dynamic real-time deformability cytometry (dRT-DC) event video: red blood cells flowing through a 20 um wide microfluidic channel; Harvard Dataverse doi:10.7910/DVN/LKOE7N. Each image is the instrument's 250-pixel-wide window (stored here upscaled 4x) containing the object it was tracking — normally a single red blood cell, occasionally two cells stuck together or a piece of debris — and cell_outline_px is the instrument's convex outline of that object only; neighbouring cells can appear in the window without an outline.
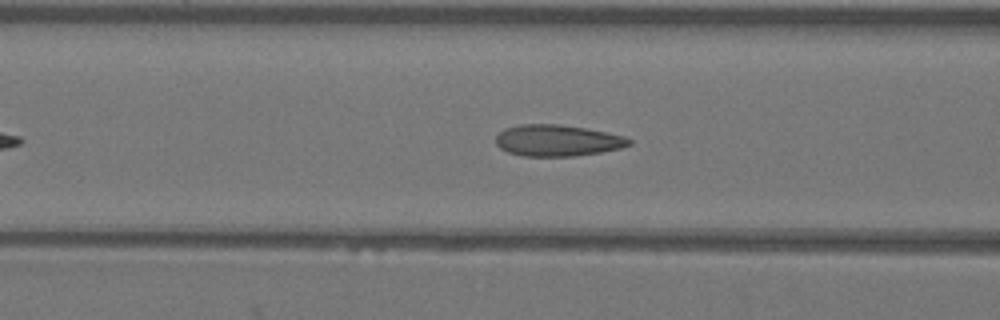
{"species": "Egyptian fruit bat (a non-hibernating species)", "species_latin": "Rousettus aegyptiacus", "temperature_condition": "warm", "stored_images_in_passage": 40, "camera_frame_rate_fps": 3000, "um_per_image_px": 0.085, "animal": {"sex": "female"}, "frame": {"image": 1, "passage_image": 12, "time_ms": 3.667, "image_size_px": [1000, 320], "cell_outline_px": [[632, 144], [620, 148], [600, 152], [576, 156], [524, 156], [508, 152], [500, 148], [496, 144], [496, 136], [504, 128], [520, 124], [560, 124], [584, 128], [624, 136], [632, 140]], "centroid_in_image_um": [47.36, 11.94], "position_along_channel_um": 119.2, "area_um2": 24.33}}
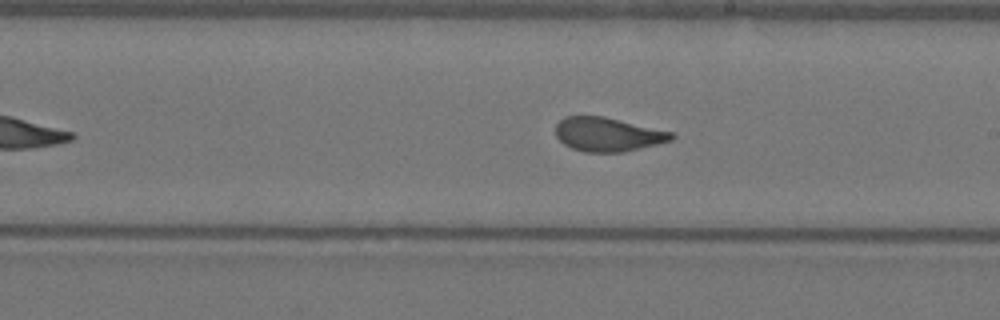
{"frame": {"image": 2, "passage_image": 21, "time_ms": 6.667, "image_size_px": [1000, 320], "cell_outline_px": [[676, 136], [672, 140], [624, 152], [584, 152], [572, 148], [564, 144], [556, 136], [556, 124], [564, 116], [604, 116], [672, 132]], "centroid_in_image_um": [51.65, 11.42], "position_along_channel_um": 237.4, "area_um2": 22.83}}
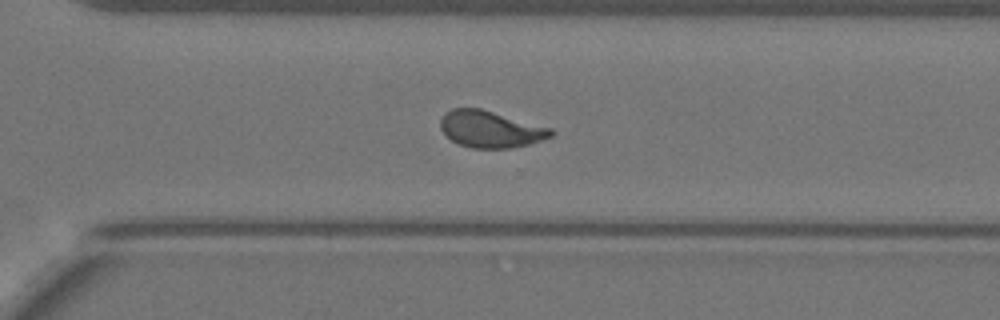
{"frame": {"image": 3, "passage_image": 28, "time_ms": 9.0, "image_size_px": [1000, 320], "cell_outline_px": [[556, 132], [552, 136], [528, 144], [512, 148], [472, 148], [460, 144], [452, 140], [440, 128], [440, 120], [444, 112], [452, 108], [480, 108], [552, 128]], "centroid_in_image_um": [41.69, 10.97], "position_along_channel_um": 328.9, "area_um2": 23.58}, "authors_computed_cell_mechanics": {"area_um2": 23.7558, "velocity_mm_per_s": 3.9386, "shape_relaxation_time_tau1_ms": 8.3475, "shape_relaxation_time_tau2_ms": 0.7306, "deformation_change_tau1": 0.2368, "deformation_change_tau2": 0.0759}}